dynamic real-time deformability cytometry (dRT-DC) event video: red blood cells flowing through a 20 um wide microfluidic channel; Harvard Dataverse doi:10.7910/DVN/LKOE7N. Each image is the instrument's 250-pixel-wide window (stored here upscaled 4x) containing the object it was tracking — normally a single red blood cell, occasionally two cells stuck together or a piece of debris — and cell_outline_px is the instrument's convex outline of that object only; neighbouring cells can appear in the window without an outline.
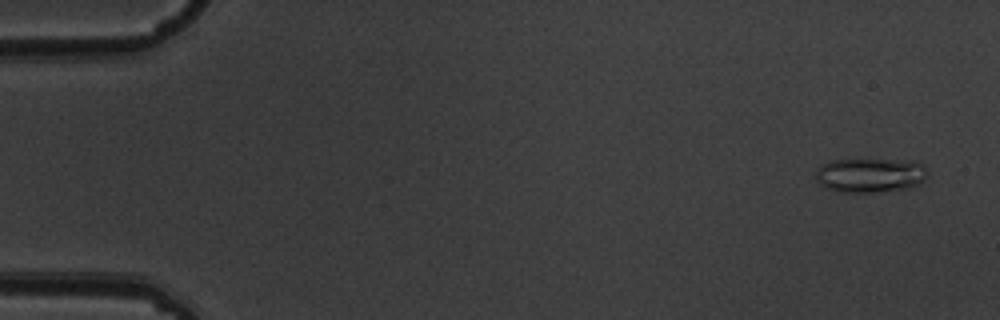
{"species": "common noctule bat (a hibernating species)", "species_latin": "Nyctalus noctula", "temperature_condition": "warm", "stored_images_in_passage": 4, "camera_frame_rate_fps": 3000, "um_per_image_px": 0.085, "animal": {"sex": "male", "body_mass_g": 19.5, "forearm_length_mm": 54.6}, "frame": {"image": 1, "passage_image": 1, "time_ms": 0.0, "image_size_px": [1000, 320], "cell_outline_px": [[928, 176], [920, 184], [908, 188], [872, 192], [840, 192], [828, 188], [820, 184], [816, 180], [816, 168], [820, 164], [832, 160], [916, 160], [928, 172]], "centroid_in_image_um": [73.97, 14.88], "position_along_channel_um": 11.0, "area_um2": 22.48}}
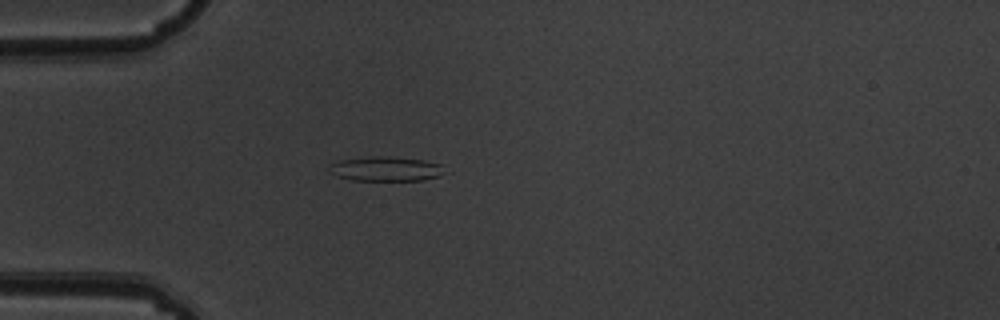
{"frame": {"image": 2, "passage_image": 4, "time_ms": 1.0, "image_size_px": [1000, 320], "cell_outline_px": [[452, 172], [440, 176], [420, 180], [352, 180], [336, 176], [328, 172], [328, 164], [340, 160], [368, 156], [388, 156], [424, 160], [440, 164]], "centroid_in_image_um": [32.83, 14.35], "position_along_channel_um": 52.2, "area_um2": 16.94}}